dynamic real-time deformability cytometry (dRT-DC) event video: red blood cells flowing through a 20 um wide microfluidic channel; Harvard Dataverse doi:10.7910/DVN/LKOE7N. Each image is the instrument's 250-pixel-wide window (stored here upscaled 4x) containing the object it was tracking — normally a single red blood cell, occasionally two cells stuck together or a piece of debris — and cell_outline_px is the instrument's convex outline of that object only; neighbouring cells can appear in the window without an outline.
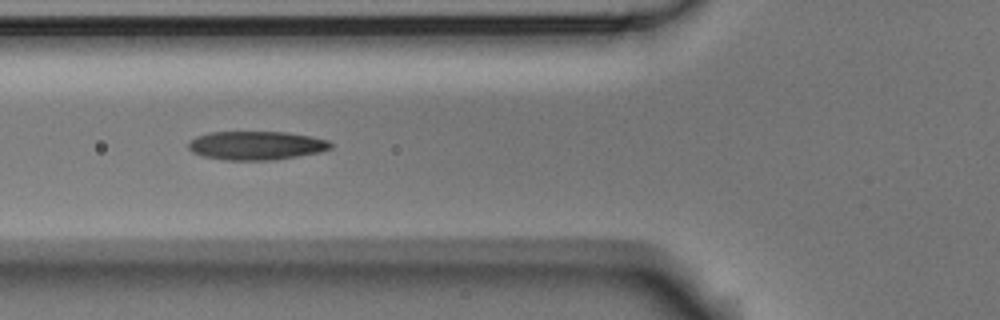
{"species": "Egyptian fruit bat (a non-hibernating species)", "species_latin": "Rousettus aegyptiacus", "temperature_condition": "room temperature", "stored_images_in_passage": 4, "camera_frame_rate_fps": 3000, "um_per_image_px": 0.085, "animal": {"sex": "male"}, "frame": {"image": 1, "passage_image": 2, "time_ms": 0.333, "image_size_px": [1000, 320], "cell_outline_px": [[332, 148], [320, 152], [296, 156], [268, 160], [224, 160], [200, 156], [192, 152], [188, 148], [188, 144], [196, 136], [208, 132], [288, 132], [328, 140], [332, 144]], "centroid_in_image_um": [21.74, 12.36], "position_along_channel_um": 104.1, "area_um2": 23.76}}
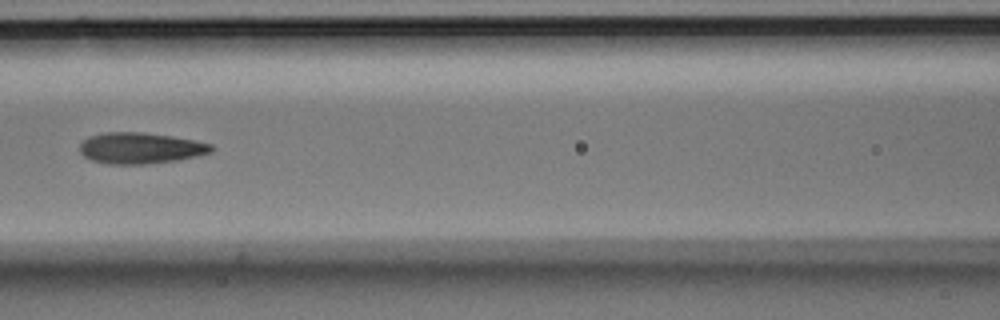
{"frame": {"image": 2, "passage_image": 3, "time_ms": 0.667, "image_size_px": [1000, 320], "cell_outline_px": [[212, 152], [196, 156], [176, 160], [144, 164], [108, 164], [92, 160], [84, 156], [80, 152], [80, 144], [88, 136], [104, 132], [140, 132], [172, 136], [212, 144]], "centroid_in_image_um": [11.9, 12.58], "position_along_channel_um": 154.7, "area_um2": 23.7}}
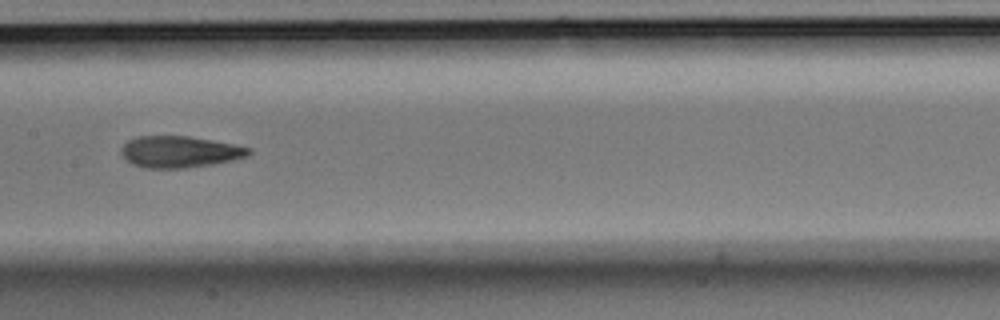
{"frame": {"image": 3, "passage_image": 4, "time_ms": 1.0, "image_size_px": [1000, 320], "cell_outline_px": [[252, 152], [248, 156], [232, 160], [212, 164], [184, 168], [144, 168], [132, 164], [120, 152], [120, 148], [128, 140], [140, 136], [188, 136], [212, 140], [252, 148]], "centroid_in_image_um": [15.27, 12.9], "position_along_channel_um": 192.1, "area_um2": 23.35}}